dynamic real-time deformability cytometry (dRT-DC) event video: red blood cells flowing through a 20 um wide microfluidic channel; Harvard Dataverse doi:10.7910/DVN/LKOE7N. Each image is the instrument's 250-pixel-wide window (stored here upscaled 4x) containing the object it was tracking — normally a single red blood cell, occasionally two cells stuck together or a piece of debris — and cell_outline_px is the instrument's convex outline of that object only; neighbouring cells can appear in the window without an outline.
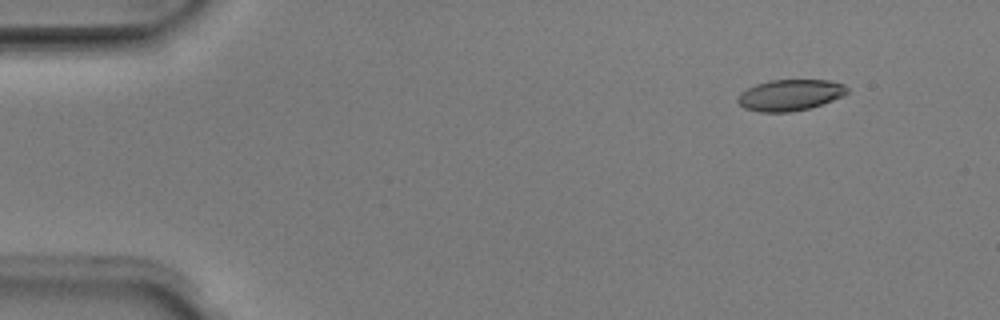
{"species": "Egyptian fruit bat (a non-hibernating species)", "species_latin": "Rousettus aegyptiacus", "temperature_condition": "room temperature", "stored_images_in_passage": 4, "camera_frame_rate_fps": 3000, "um_per_image_px": 0.085, "animal": {"sex": "male"}, "frame": {"image": 1, "passage_image": 1, "time_ms": 0.0, "image_size_px": [1000, 320], "cell_outline_px": [[848, 92], [844, 96], [808, 108], [792, 112], [760, 112], [744, 108], [736, 100], [740, 92], [756, 84], [768, 80], [828, 80], [844, 84], [848, 88]], "centroid_in_image_um": [67.14, 8.07], "position_along_channel_um": 17.9, "area_um2": 19.88}}
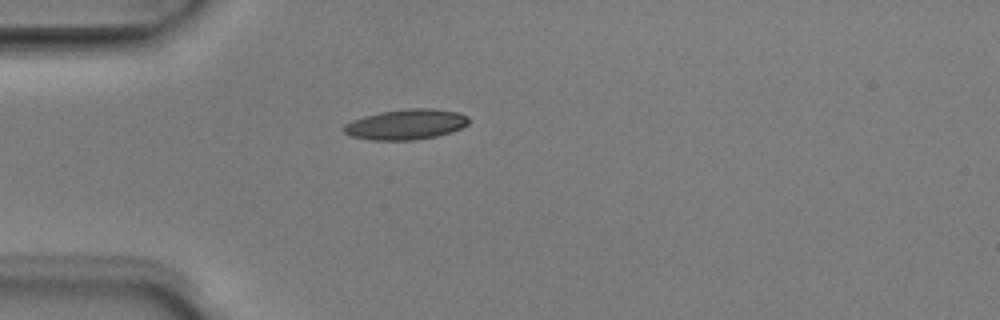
{"frame": {"image": 2, "passage_image": 3, "time_ms": 0.667, "image_size_px": [1000, 320], "cell_outline_px": [[468, 124], [452, 132], [436, 136], [416, 140], [368, 140], [352, 136], [344, 132], [344, 124], [352, 120], [364, 116], [380, 112], [408, 108], [432, 108], [460, 112], [468, 116]], "centroid_in_image_um": [34.52, 10.57], "position_along_channel_um": 50.5, "area_um2": 22.2}}